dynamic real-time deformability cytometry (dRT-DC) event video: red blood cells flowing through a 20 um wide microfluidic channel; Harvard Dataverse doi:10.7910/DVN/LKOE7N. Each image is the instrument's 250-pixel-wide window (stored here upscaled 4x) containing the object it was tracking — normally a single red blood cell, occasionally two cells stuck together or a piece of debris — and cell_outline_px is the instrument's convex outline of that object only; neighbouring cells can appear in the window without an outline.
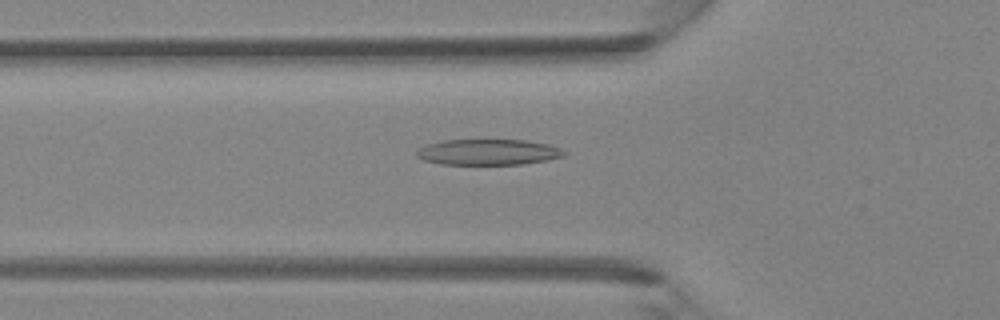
{"species": "Egyptian fruit bat (a non-hibernating species)", "species_latin": "Rousettus aegyptiacus", "temperature_condition": "room temperature", "stored_images_in_passage": 39, "camera_frame_rate_fps": 3000, "um_per_image_px": 0.085, "animal": {"sex": "female"}, "frame": {"image": 1, "passage_image": 14, "time_ms": 4.333, "image_size_px": [1000, 320], "cell_outline_px": [[568, 152], [564, 156], [548, 160], [520, 164], [440, 164], [424, 160], [416, 156], [416, 152], [420, 148], [428, 144], [444, 140], [524, 140], [548, 144], [560, 148]], "centroid_in_image_um": [41.52, 12.93], "position_along_channel_um": 84.3, "area_um2": 22.08}}
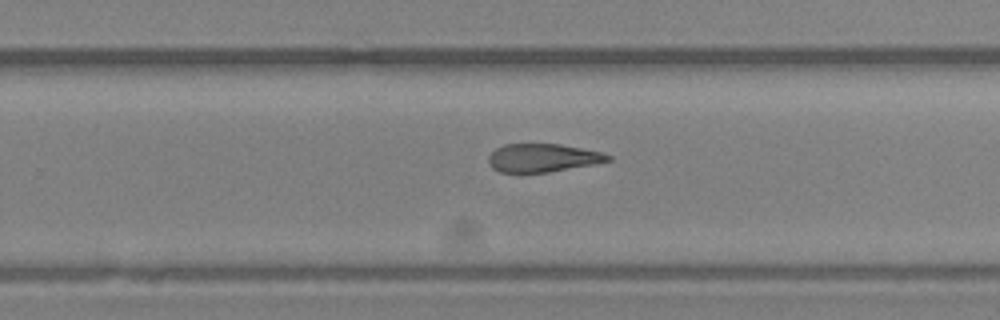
{"frame": {"image": 2, "passage_image": 26, "time_ms": 8.333, "image_size_px": [1000, 320], "cell_outline_px": [[612, 160], [596, 164], [548, 172], [500, 172], [492, 168], [488, 160], [488, 156], [496, 148], [504, 144], [560, 144], [600, 152], [612, 156]], "centroid_in_image_um": [46.13, 13.42], "position_along_channel_um": 283.7, "area_um2": 19.59}}
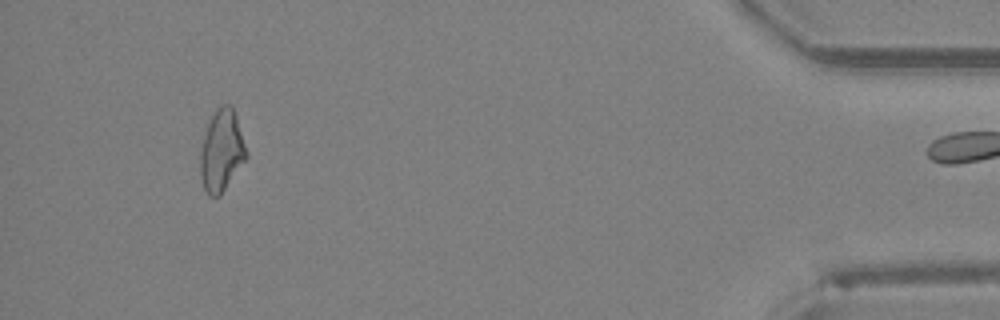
{"frame": {"image": 3, "passage_image": 38, "time_ms": 12.333, "image_size_px": [1000, 320], "cell_outline_px": [[248, 156], [220, 196], [208, 196], [204, 188], [200, 176], [200, 152], [204, 136], [208, 124], [216, 108], [220, 104], [232, 104], [248, 152]], "centroid_in_image_um": [18.84, 12.81], "position_along_channel_um": 416.4, "area_um2": 21.91}}